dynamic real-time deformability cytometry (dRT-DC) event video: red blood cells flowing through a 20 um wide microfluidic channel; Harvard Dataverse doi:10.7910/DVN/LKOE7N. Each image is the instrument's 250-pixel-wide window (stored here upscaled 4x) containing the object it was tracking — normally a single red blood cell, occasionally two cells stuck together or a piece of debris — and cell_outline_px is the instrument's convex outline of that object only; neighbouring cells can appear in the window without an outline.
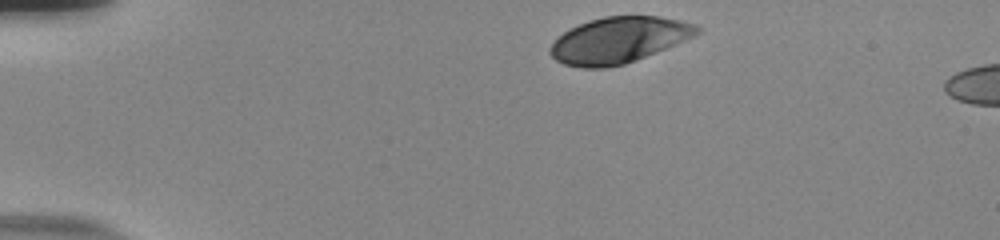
{"species": "human", "species_latin": "Homo sapiens", "temperature_condition": "room temperature", "stored_images_in_passage": 38, "camera_frame_rate_fps": 3000, "um_per_image_px": 0.085, "donor": {"sex": "male"}, "frame": {"image": 1, "passage_image": 1, "time_ms": 0.0, "image_size_px": [1000, 240], "cell_outline_px": [[704, 28], [696, 36], [636, 60], [624, 64], [604, 68], [580, 68], [564, 64], [556, 60], [548, 52], [552, 44], [564, 32], [588, 20], [604, 16], [660, 16], [680, 20], [696, 24]], "centroid_in_image_um": [52.64, 3.4], "position_along_channel_um": 32.4, "area_um2": 39.42}}
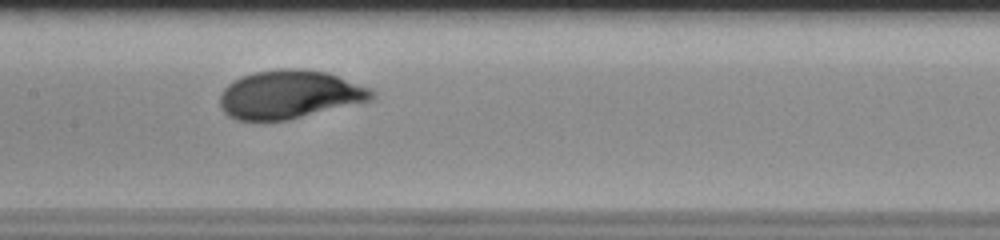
{"frame": {"image": 2, "passage_image": 19, "time_ms": 6.0, "image_size_px": [1000, 240], "cell_outline_px": [[376, 96], [372, 100], [288, 120], [236, 120], [228, 116], [224, 112], [220, 104], [220, 96], [224, 88], [228, 84], [240, 76], [256, 72], [280, 68], [304, 68], [328, 72], [368, 88], [376, 92]], "centroid_in_image_um": [24.6, 8.02], "position_along_channel_um": 182.8, "area_um2": 42.89}}
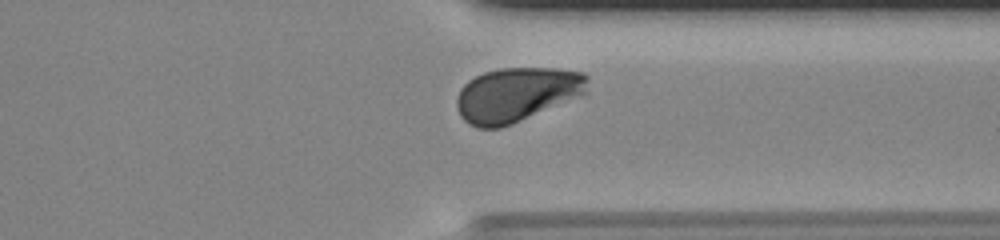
{"frame": {"image": 3, "passage_image": 34, "time_ms": 11.0, "image_size_px": [1000, 240], "cell_outline_px": [[588, 92], [584, 96], [512, 124], [500, 128], [476, 128], [468, 124], [460, 116], [456, 108], [456, 100], [460, 88], [468, 80], [484, 72], [500, 68], [556, 68], [584, 72], [588, 76]], "centroid_in_image_um": [43.95, 8.04], "position_along_channel_um": 367.4, "area_um2": 42.25}, "authors_computed_cell_mechanics": {"area_um2": 41.616, "velocity_mm_per_s": 3.6893, "shape_relaxation_time_tau1_ms": 2.7353, "shape_relaxation_time_tau2_ms": null, "deformation_change_tau1": 0.1404, "deformation_change_tau2": null}}